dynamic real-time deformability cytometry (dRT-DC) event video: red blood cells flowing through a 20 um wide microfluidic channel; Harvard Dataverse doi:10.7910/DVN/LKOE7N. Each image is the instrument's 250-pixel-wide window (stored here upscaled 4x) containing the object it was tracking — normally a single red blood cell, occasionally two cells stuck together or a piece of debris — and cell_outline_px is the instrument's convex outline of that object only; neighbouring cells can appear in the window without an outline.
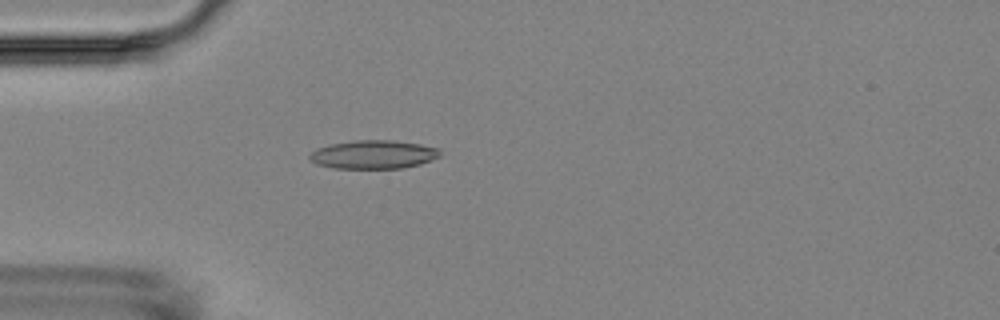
{"species": "Egyptian fruit bat (a non-hibernating species)", "species_latin": "Rousettus aegyptiacus", "temperature_condition": "room temperature", "stored_images_in_passage": 4, "camera_frame_rate_fps": 3000, "um_per_image_px": 0.085, "animal": {"sex": "female"}, "frame": {"image": 1, "passage_image": 4, "time_ms": 4.0, "image_size_px": [1000, 320], "cell_outline_px": [[440, 156], [432, 160], [420, 164], [400, 168], [336, 168], [316, 164], [308, 156], [316, 148], [332, 144], [356, 140], [392, 140], [420, 144], [440, 148]], "centroid_in_image_um": [31.77, 13.13], "position_along_channel_um": 53.2, "area_um2": 21.56}}